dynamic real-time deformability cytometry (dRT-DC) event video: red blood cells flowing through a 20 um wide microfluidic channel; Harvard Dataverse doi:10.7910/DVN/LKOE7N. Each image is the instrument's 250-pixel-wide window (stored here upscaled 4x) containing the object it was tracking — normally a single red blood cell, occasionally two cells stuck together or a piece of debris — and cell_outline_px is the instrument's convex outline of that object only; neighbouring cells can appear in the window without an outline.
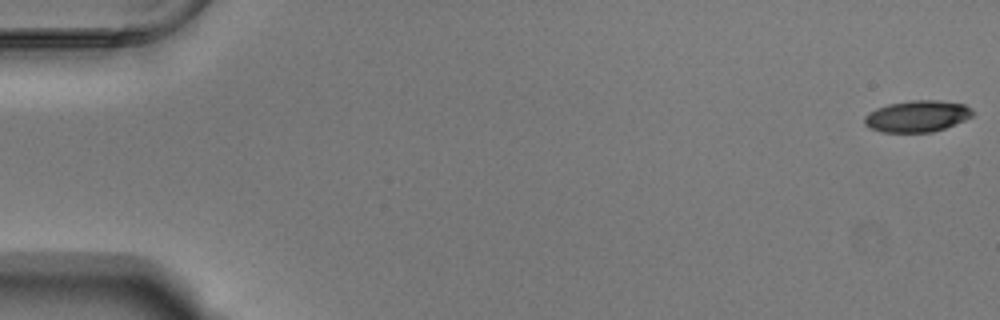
{"species": "Egyptian fruit bat (a non-hibernating species)", "species_latin": "Rousettus aegyptiacus", "temperature_condition": "warm", "stored_images_in_passage": 55, "camera_frame_rate_fps": 3000, "um_per_image_px": 0.085, "animal": {"sex": "male"}, "frame": {"image": 1, "passage_image": 1, "time_ms": 0.0, "image_size_px": [1000, 320], "cell_outline_px": [[972, 116], [964, 120], [944, 128], [932, 132], [880, 132], [868, 128], [864, 124], [864, 116], [868, 112], [876, 108], [888, 104], [912, 100], [940, 100], [964, 104], [972, 108]], "centroid_in_image_um": [77.91, 9.87], "position_along_channel_um": 7.1, "area_um2": 19.94}}
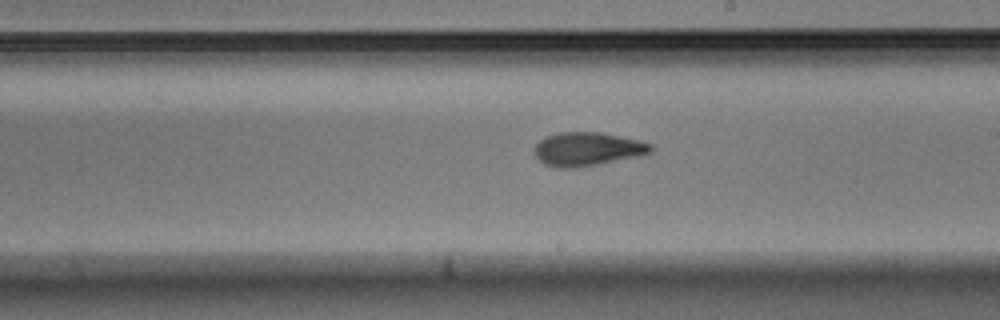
{"frame": {"image": 2, "passage_image": 32, "time_ms": 10.333, "image_size_px": [1000, 320], "cell_outline_px": [[656, 148], [652, 152], [640, 156], [600, 164], [576, 168], [564, 168], [544, 164], [532, 152], [532, 148], [544, 136], [560, 132], [600, 132], [640, 140], [652, 144]], "centroid_in_image_um": [49.95, 12.67], "position_along_channel_um": 239.1, "area_um2": 23.18}}
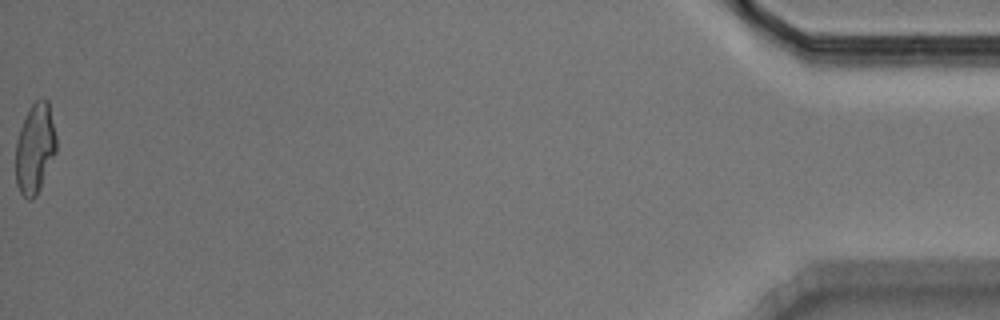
{"frame": {"image": 3, "passage_image": 55, "time_ms": 18.0, "image_size_px": [1000, 320], "cell_outline_px": [[56, 152], [40, 188], [36, 196], [32, 200], [28, 200], [20, 192], [16, 184], [16, 140], [20, 128], [32, 104], [36, 100], [48, 100], [56, 136]], "centroid_in_image_um": [2.97, 12.65], "position_along_channel_um": 432.2, "area_um2": 21.1}, "authors_computed_cell_mechanics": {"area_um2": 21.7328, "velocity_mm_per_s": 3.7716, "shape_relaxation_time_tau1_ms": 7.5468, "shape_relaxation_time_tau2_ms": 3.3794, "deformation_change_tau1": 0.2232, "deformation_change_tau2": 0.0983}}